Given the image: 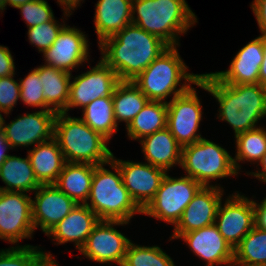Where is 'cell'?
<instances>
[{"label":"cell","instance_id":"1","mask_svg":"<svg viewBox=\"0 0 266 266\" xmlns=\"http://www.w3.org/2000/svg\"><path fill=\"white\" fill-rule=\"evenodd\" d=\"M195 85L216 99V119L228 123L234 137L259 127L266 118V87L259 83L225 84L210 72L201 74Z\"/></svg>","mask_w":266,"mask_h":266},{"label":"cell","instance_id":"2","mask_svg":"<svg viewBox=\"0 0 266 266\" xmlns=\"http://www.w3.org/2000/svg\"><path fill=\"white\" fill-rule=\"evenodd\" d=\"M100 58L120 81L134 80L170 46L158 36L131 23L99 43Z\"/></svg>","mask_w":266,"mask_h":266},{"label":"cell","instance_id":"3","mask_svg":"<svg viewBox=\"0 0 266 266\" xmlns=\"http://www.w3.org/2000/svg\"><path fill=\"white\" fill-rule=\"evenodd\" d=\"M132 23L169 46L180 47V37L187 34L198 19L186 0H133Z\"/></svg>","mask_w":266,"mask_h":266},{"label":"cell","instance_id":"4","mask_svg":"<svg viewBox=\"0 0 266 266\" xmlns=\"http://www.w3.org/2000/svg\"><path fill=\"white\" fill-rule=\"evenodd\" d=\"M178 47L170 46L132 80L150 101L168 103L192 85L195 86L200 79L201 74L189 72V67L180 56Z\"/></svg>","mask_w":266,"mask_h":266},{"label":"cell","instance_id":"5","mask_svg":"<svg viewBox=\"0 0 266 266\" xmlns=\"http://www.w3.org/2000/svg\"><path fill=\"white\" fill-rule=\"evenodd\" d=\"M106 166L109 168H105ZM86 205L100 220H119L130 223L136 214H142V210L123 185L120 169L112 159L94 168Z\"/></svg>","mask_w":266,"mask_h":266},{"label":"cell","instance_id":"6","mask_svg":"<svg viewBox=\"0 0 266 266\" xmlns=\"http://www.w3.org/2000/svg\"><path fill=\"white\" fill-rule=\"evenodd\" d=\"M57 113L54 124V139L57 141L66 162L99 165L112 159L110 142L93 131L79 117Z\"/></svg>","mask_w":266,"mask_h":266},{"label":"cell","instance_id":"7","mask_svg":"<svg viewBox=\"0 0 266 266\" xmlns=\"http://www.w3.org/2000/svg\"><path fill=\"white\" fill-rule=\"evenodd\" d=\"M180 168L184 169L185 176L195 179L202 186L223 188L212 182L239 175L229 151L205 137L182 147Z\"/></svg>","mask_w":266,"mask_h":266},{"label":"cell","instance_id":"8","mask_svg":"<svg viewBox=\"0 0 266 266\" xmlns=\"http://www.w3.org/2000/svg\"><path fill=\"white\" fill-rule=\"evenodd\" d=\"M202 187L195 179L181 175L163 178L155 197L142 211V215L173 225L180 220L183 211Z\"/></svg>","mask_w":266,"mask_h":266},{"label":"cell","instance_id":"9","mask_svg":"<svg viewBox=\"0 0 266 266\" xmlns=\"http://www.w3.org/2000/svg\"><path fill=\"white\" fill-rule=\"evenodd\" d=\"M34 232L32 197L23 192L0 190V239L13 246H31L19 242L32 239Z\"/></svg>","mask_w":266,"mask_h":266},{"label":"cell","instance_id":"10","mask_svg":"<svg viewBox=\"0 0 266 266\" xmlns=\"http://www.w3.org/2000/svg\"><path fill=\"white\" fill-rule=\"evenodd\" d=\"M126 225H129V222L100 220L79 252L89 261L122 266L127 247L132 240L117 230L116 226Z\"/></svg>","mask_w":266,"mask_h":266},{"label":"cell","instance_id":"11","mask_svg":"<svg viewBox=\"0 0 266 266\" xmlns=\"http://www.w3.org/2000/svg\"><path fill=\"white\" fill-rule=\"evenodd\" d=\"M196 89L191 86L167 103V128L181 147L204 138L199 131L204 112Z\"/></svg>","mask_w":266,"mask_h":266},{"label":"cell","instance_id":"12","mask_svg":"<svg viewBox=\"0 0 266 266\" xmlns=\"http://www.w3.org/2000/svg\"><path fill=\"white\" fill-rule=\"evenodd\" d=\"M89 70L71 76L69 99L63 111L69 114L73 108L80 110L90 102L101 97H112L116 85L120 82L116 72L99 58ZM69 111V112H68Z\"/></svg>","mask_w":266,"mask_h":266},{"label":"cell","instance_id":"13","mask_svg":"<svg viewBox=\"0 0 266 266\" xmlns=\"http://www.w3.org/2000/svg\"><path fill=\"white\" fill-rule=\"evenodd\" d=\"M226 197L219 204L215 225L223 238L235 249L255 226L254 199L239 191Z\"/></svg>","mask_w":266,"mask_h":266},{"label":"cell","instance_id":"14","mask_svg":"<svg viewBox=\"0 0 266 266\" xmlns=\"http://www.w3.org/2000/svg\"><path fill=\"white\" fill-rule=\"evenodd\" d=\"M3 134L11 149L17 147L29 148L54 138V124L57 113L55 111H32L18 115L10 123L5 121Z\"/></svg>","mask_w":266,"mask_h":266},{"label":"cell","instance_id":"15","mask_svg":"<svg viewBox=\"0 0 266 266\" xmlns=\"http://www.w3.org/2000/svg\"><path fill=\"white\" fill-rule=\"evenodd\" d=\"M85 33L74 25L71 27L66 24L54 43L43 52L44 65L62 69L71 74L74 69L78 70L80 66L83 68V65L85 67L86 63L91 65L90 41Z\"/></svg>","mask_w":266,"mask_h":266},{"label":"cell","instance_id":"16","mask_svg":"<svg viewBox=\"0 0 266 266\" xmlns=\"http://www.w3.org/2000/svg\"><path fill=\"white\" fill-rule=\"evenodd\" d=\"M118 165L125 188L136 205L143 211L155 197L167 172L148 162L118 159L112 155Z\"/></svg>","mask_w":266,"mask_h":266},{"label":"cell","instance_id":"17","mask_svg":"<svg viewBox=\"0 0 266 266\" xmlns=\"http://www.w3.org/2000/svg\"><path fill=\"white\" fill-rule=\"evenodd\" d=\"M224 195H226L224 188L202 186L173 227V234L169 240H178L184 233L215 224L218 207Z\"/></svg>","mask_w":266,"mask_h":266},{"label":"cell","instance_id":"18","mask_svg":"<svg viewBox=\"0 0 266 266\" xmlns=\"http://www.w3.org/2000/svg\"><path fill=\"white\" fill-rule=\"evenodd\" d=\"M77 204L54 184L40 185L32 199V218L35 230L41 229L46 235Z\"/></svg>","mask_w":266,"mask_h":266},{"label":"cell","instance_id":"19","mask_svg":"<svg viewBox=\"0 0 266 266\" xmlns=\"http://www.w3.org/2000/svg\"><path fill=\"white\" fill-rule=\"evenodd\" d=\"M178 239H182L191 252L206 263L205 266H233L234 249L215 224L184 233Z\"/></svg>","mask_w":266,"mask_h":266},{"label":"cell","instance_id":"20","mask_svg":"<svg viewBox=\"0 0 266 266\" xmlns=\"http://www.w3.org/2000/svg\"><path fill=\"white\" fill-rule=\"evenodd\" d=\"M262 33L235 54L228 69L212 72L225 84H258L263 62Z\"/></svg>","mask_w":266,"mask_h":266},{"label":"cell","instance_id":"21","mask_svg":"<svg viewBox=\"0 0 266 266\" xmlns=\"http://www.w3.org/2000/svg\"><path fill=\"white\" fill-rule=\"evenodd\" d=\"M99 221L98 216L86 204H77L46 236L51 237L54 245L71 242L80 251Z\"/></svg>","mask_w":266,"mask_h":266},{"label":"cell","instance_id":"22","mask_svg":"<svg viewBox=\"0 0 266 266\" xmlns=\"http://www.w3.org/2000/svg\"><path fill=\"white\" fill-rule=\"evenodd\" d=\"M145 162L161 168L167 173L181 166L182 147L166 127L138 141Z\"/></svg>","mask_w":266,"mask_h":266},{"label":"cell","instance_id":"23","mask_svg":"<svg viewBox=\"0 0 266 266\" xmlns=\"http://www.w3.org/2000/svg\"><path fill=\"white\" fill-rule=\"evenodd\" d=\"M133 0H98L95 4L94 27L97 43L115 35L132 23Z\"/></svg>","mask_w":266,"mask_h":266},{"label":"cell","instance_id":"24","mask_svg":"<svg viewBox=\"0 0 266 266\" xmlns=\"http://www.w3.org/2000/svg\"><path fill=\"white\" fill-rule=\"evenodd\" d=\"M27 155L35 177L41 185L54 184L66 163L54 138L27 149Z\"/></svg>","mask_w":266,"mask_h":266},{"label":"cell","instance_id":"25","mask_svg":"<svg viewBox=\"0 0 266 266\" xmlns=\"http://www.w3.org/2000/svg\"><path fill=\"white\" fill-rule=\"evenodd\" d=\"M41 78L45 111L63 112L67 107L72 74L48 65L37 66Z\"/></svg>","mask_w":266,"mask_h":266},{"label":"cell","instance_id":"26","mask_svg":"<svg viewBox=\"0 0 266 266\" xmlns=\"http://www.w3.org/2000/svg\"><path fill=\"white\" fill-rule=\"evenodd\" d=\"M0 179L5 186L2 191L34 193L41 185L35 177L28 155L24 158L9 155L0 165Z\"/></svg>","mask_w":266,"mask_h":266},{"label":"cell","instance_id":"27","mask_svg":"<svg viewBox=\"0 0 266 266\" xmlns=\"http://www.w3.org/2000/svg\"><path fill=\"white\" fill-rule=\"evenodd\" d=\"M95 167L87 163L66 162L54 185L76 204H86Z\"/></svg>","mask_w":266,"mask_h":266},{"label":"cell","instance_id":"28","mask_svg":"<svg viewBox=\"0 0 266 266\" xmlns=\"http://www.w3.org/2000/svg\"><path fill=\"white\" fill-rule=\"evenodd\" d=\"M114 118L117 126L125 123L126 127L150 101L132 81H120L112 95Z\"/></svg>","mask_w":266,"mask_h":266},{"label":"cell","instance_id":"29","mask_svg":"<svg viewBox=\"0 0 266 266\" xmlns=\"http://www.w3.org/2000/svg\"><path fill=\"white\" fill-rule=\"evenodd\" d=\"M167 127V103L149 101L126 127L129 140L142 138Z\"/></svg>","mask_w":266,"mask_h":266},{"label":"cell","instance_id":"30","mask_svg":"<svg viewBox=\"0 0 266 266\" xmlns=\"http://www.w3.org/2000/svg\"><path fill=\"white\" fill-rule=\"evenodd\" d=\"M81 112L82 115L79 118L109 141L119 131L114 118L112 97L98 98L85 106Z\"/></svg>","mask_w":266,"mask_h":266},{"label":"cell","instance_id":"31","mask_svg":"<svg viewBox=\"0 0 266 266\" xmlns=\"http://www.w3.org/2000/svg\"><path fill=\"white\" fill-rule=\"evenodd\" d=\"M261 126L239 133L234 137L236 152L233 161L239 174L242 172V163L250 162L251 165H257L266 153V128Z\"/></svg>","mask_w":266,"mask_h":266},{"label":"cell","instance_id":"32","mask_svg":"<svg viewBox=\"0 0 266 266\" xmlns=\"http://www.w3.org/2000/svg\"><path fill=\"white\" fill-rule=\"evenodd\" d=\"M266 265V230L254 226L234 249L233 266Z\"/></svg>","mask_w":266,"mask_h":266},{"label":"cell","instance_id":"33","mask_svg":"<svg viewBox=\"0 0 266 266\" xmlns=\"http://www.w3.org/2000/svg\"><path fill=\"white\" fill-rule=\"evenodd\" d=\"M57 263L51 252L39 246H10L0 250V266H47Z\"/></svg>","mask_w":266,"mask_h":266},{"label":"cell","instance_id":"34","mask_svg":"<svg viewBox=\"0 0 266 266\" xmlns=\"http://www.w3.org/2000/svg\"><path fill=\"white\" fill-rule=\"evenodd\" d=\"M122 266H176L174 260L158 245L142 246L131 241Z\"/></svg>","mask_w":266,"mask_h":266},{"label":"cell","instance_id":"35","mask_svg":"<svg viewBox=\"0 0 266 266\" xmlns=\"http://www.w3.org/2000/svg\"><path fill=\"white\" fill-rule=\"evenodd\" d=\"M63 14L64 18H61V20H63L61 22L54 18L52 21H48L27 29L29 43H31L33 47L35 46V48H37L38 53H43L45 50H47L57 39V36L62 28L66 25V20L71 15L65 12H63Z\"/></svg>","mask_w":266,"mask_h":266},{"label":"cell","instance_id":"36","mask_svg":"<svg viewBox=\"0 0 266 266\" xmlns=\"http://www.w3.org/2000/svg\"><path fill=\"white\" fill-rule=\"evenodd\" d=\"M20 82V101L28 107L40 108L45 111V99L43 97V87L41 78L38 76L37 67L31 69L24 77L19 78Z\"/></svg>","mask_w":266,"mask_h":266},{"label":"cell","instance_id":"37","mask_svg":"<svg viewBox=\"0 0 266 266\" xmlns=\"http://www.w3.org/2000/svg\"><path fill=\"white\" fill-rule=\"evenodd\" d=\"M20 10L21 17L25 20L27 29L55 18V14L48 4V1L32 0L17 7Z\"/></svg>","mask_w":266,"mask_h":266},{"label":"cell","instance_id":"38","mask_svg":"<svg viewBox=\"0 0 266 266\" xmlns=\"http://www.w3.org/2000/svg\"><path fill=\"white\" fill-rule=\"evenodd\" d=\"M15 75L0 78V111L8 116L20 101V82Z\"/></svg>","mask_w":266,"mask_h":266},{"label":"cell","instance_id":"39","mask_svg":"<svg viewBox=\"0 0 266 266\" xmlns=\"http://www.w3.org/2000/svg\"><path fill=\"white\" fill-rule=\"evenodd\" d=\"M13 57L8 47L0 45V78L16 74Z\"/></svg>","mask_w":266,"mask_h":266},{"label":"cell","instance_id":"40","mask_svg":"<svg viewBox=\"0 0 266 266\" xmlns=\"http://www.w3.org/2000/svg\"><path fill=\"white\" fill-rule=\"evenodd\" d=\"M260 33L266 34V0H253L250 5Z\"/></svg>","mask_w":266,"mask_h":266},{"label":"cell","instance_id":"41","mask_svg":"<svg viewBox=\"0 0 266 266\" xmlns=\"http://www.w3.org/2000/svg\"><path fill=\"white\" fill-rule=\"evenodd\" d=\"M254 200L255 226L266 230V195L261 202Z\"/></svg>","mask_w":266,"mask_h":266},{"label":"cell","instance_id":"42","mask_svg":"<svg viewBox=\"0 0 266 266\" xmlns=\"http://www.w3.org/2000/svg\"><path fill=\"white\" fill-rule=\"evenodd\" d=\"M257 166V170L255 171H247L246 173H244L246 176H253L256 178V180L258 179V181L266 184V153L263 155V157L261 158V160L258 162L257 165H255V167ZM260 166V167H258Z\"/></svg>","mask_w":266,"mask_h":266},{"label":"cell","instance_id":"43","mask_svg":"<svg viewBox=\"0 0 266 266\" xmlns=\"http://www.w3.org/2000/svg\"><path fill=\"white\" fill-rule=\"evenodd\" d=\"M84 1L85 0H57L56 3L59 5V7L61 6L63 12L73 15V11H75L77 7L82 6L81 2L83 3Z\"/></svg>","mask_w":266,"mask_h":266},{"label":"cell","instance_id":"44","mask_svg":"<svg viewBox=\"0 0 266 266\" xmlns=\"http://www.w3.org/2000/svg\"><path fill=\"white\" fill-rule=\"evenodd\" d=\"M263 62L259 71V84L266 87V34H262Z\"/></svg>","mask_w":266,"mask_h":266},{"label":"cell","instance_id":"45","mask_svg":"<svg viewBox=\"0 0 266 266\" xmlns=\"http://www.w3.org/2000/svg\"><path fill=\"white\" fill-rule=\"evenodd\" d=\"M9 150H12L7 141L4 138L3 131H0V165L10 155Z\"/></svg>","mask_w":266,"mask_h":266},{"label":"cell","instance_id":"46","mask_svg":"<svg viewBox=\"0 0 266 266\" xmlns=\"http://www.w3.org/2000/svg\"><path fill=\"white\" fill-rule=\"evenodd\" d=\"M29 1H32V0H5V3H6V7L8 5L10 7L17 8Z\"/></svg>","mask_w":266,"mask_h":266},{"label":"cell","instance_id":"47","mask_svg":"<svg viewBox=\"0 0 266 266\" xmlns=\"http://www.w3.org/2000/svg\"><path fill=\"white\" fill-rule=\"evenodd\" d=\"M4 10H6L5 0H0V15L3 14Z\"/></svg>","mask_w":266,"mask_h":266},{"label":"cell","instance_id":"48","mask_svg":"<svg viewBox=\"0 0 266 266\" xmlns=\"http://www.w3.org/2000/svg\"><path fill=\"white\" fill-rule=\"evenodd\" d=\"M3 112L0 111V131L3 129V122H4V117L2 115Z\"/></svg>","mask_w":266,"mask_h":266},{"label":"cell","instance_id":"49","mask_svg":"<svg viewBox=\"0 0 266 266\" xmlns=\"http://www.w3.org/2000/svg\"><path fill=\"white\" fill-rule=\"evenodd\" d=\"M47 266H59L58 262L57 263H49Z\"/></svg>","mask_w":266,"mask_h":266}]
</instances>
